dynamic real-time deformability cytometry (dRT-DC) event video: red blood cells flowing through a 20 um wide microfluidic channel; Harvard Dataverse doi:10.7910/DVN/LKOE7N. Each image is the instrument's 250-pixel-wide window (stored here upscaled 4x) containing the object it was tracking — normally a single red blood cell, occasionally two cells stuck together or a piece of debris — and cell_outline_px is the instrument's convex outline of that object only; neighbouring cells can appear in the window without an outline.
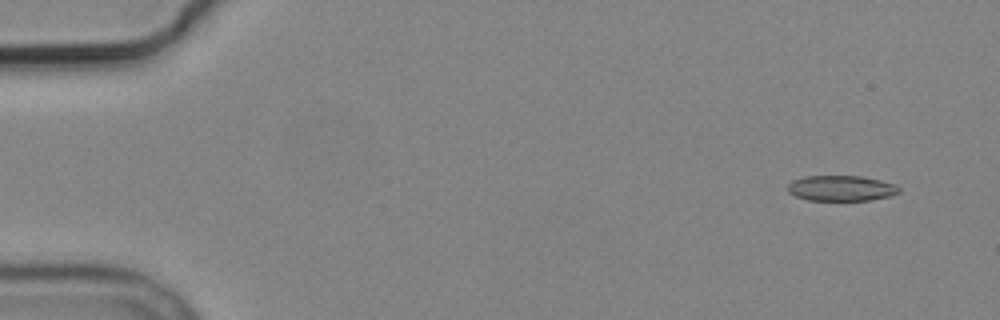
{"species": "common noctule bat (a hibernating species)", "species_latin": "Nyctalus noctula", "temperature_condition": "cold", "stored_images_in_passage": 6, "segment_of_instrument_passage": [2, 2], "camera_frame_rate_fps": 3000, "um_per_image_px": 0.085, "animal": {"sex": "male", "body_mass_g": 19.2, "forearm_length_mm": 51.8}, "frame": {"image": 1, "passage_image": 6, "time_ms": 7.333, "image_size_px": [1000, 320], "cell_outline_px": [[900, 192], [892, 196], [872, 200], [808, 200], [796, 196], [788, 192], [788, 184], [792, 180], [804, 176], [860, 176], [880, 180], [896, 184], [900, 188]], "centroid_in_image_um": [71.53, 16.0], "position_along_channel_um": 13.5, "area_um2": 16.65}}